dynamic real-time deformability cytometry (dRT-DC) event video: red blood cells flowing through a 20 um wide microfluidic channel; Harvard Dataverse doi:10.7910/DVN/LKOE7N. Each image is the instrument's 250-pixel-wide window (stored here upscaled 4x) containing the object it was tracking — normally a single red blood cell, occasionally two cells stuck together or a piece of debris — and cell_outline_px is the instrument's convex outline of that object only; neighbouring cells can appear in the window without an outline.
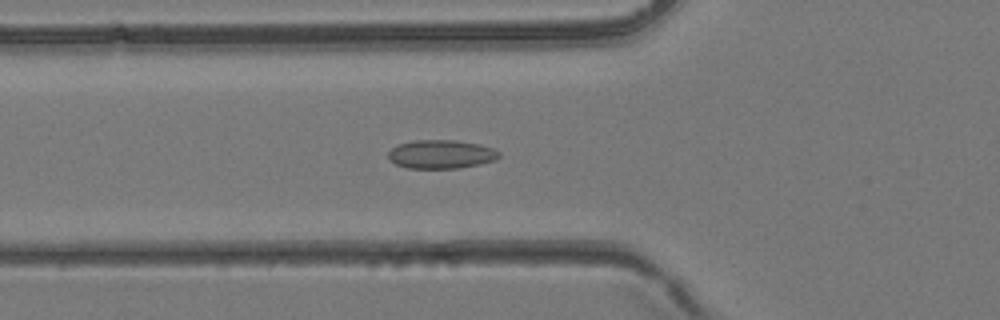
{"species": "common noctule bat (a hibernating species)", "species_latin": "Nyctalus noctula", "temperature_condition": "room temperature", "stored_images_in_passage": 36, "camera_frame_rate_fps": 3000, "um_per_image_px": 0.085, "animal": {"sex": "female", "body_mass_g": 24.6, "forearm_length_mm": 56.2}, "frame": {"image": 1, "passage_image": 11, "time_ms": 3.333, "image_size_px": [1000, 320], "cell_outline_px": [[500, 156], [496, 160], [480, 164], [456, 168], [408, 168], [396, 164], [388, 156], [388, 152], [392, 148], [400, 144], [416, 140], [456, 140], [480, 144], [492, 148], [500, 152]], "centroid_in_image_um": [37.53, 13.11], "position_along_channel_um": 88.3, "area_um2": 18.38}}
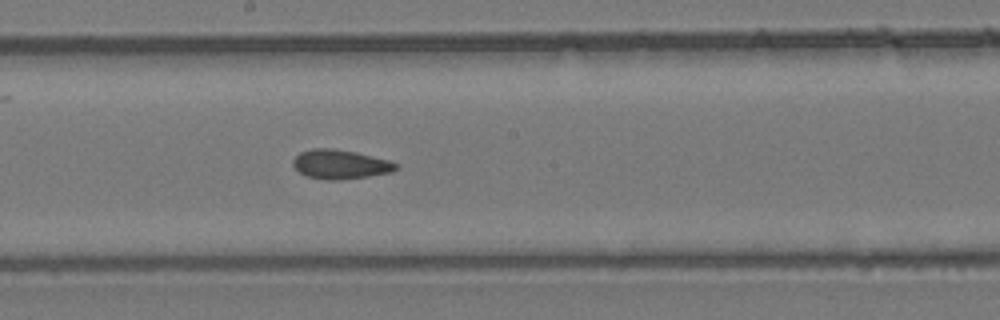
{"frame": {"image": 2, "passage_image": 19, "time_ms": 6.0, "image_size_px": [1000, 320], "cell_outline_px": [[396, 168], [392, 172], [368, 176], [336, 180], [328, 180], [308, 176], [300, 172], [292, 164], [292, 160], [300, 152], [312, 148], [332, 148], [356, 152], [388, 160], [396, 164]], "centroid_in_image_um": [28.89, 13.95], "position_along_channel_um": 219.3, "area_um2": 17.28}}
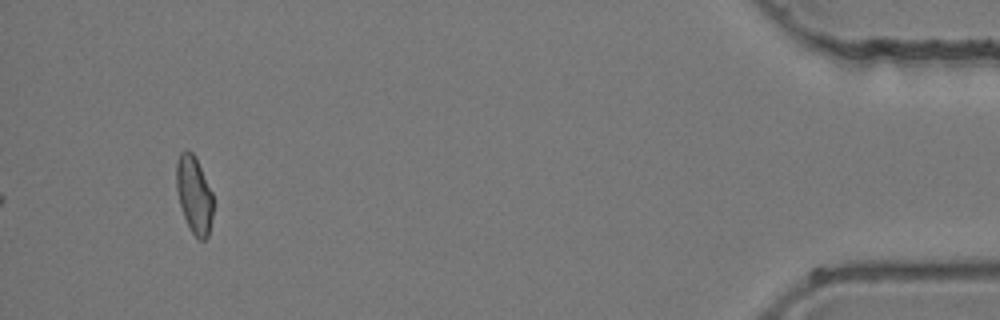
{"frame": {"image": 3, "passage_image": 36, "time_ms": 11.667, "image_size_px": [1000, 320], "cell_outline_px": [[212, 216], [208, 236], [204, 240], [200, 240], [192, 232], [184, 216], [180, 204], [176, 188], [176, 160], [180, 152], [184, 148], [188, 148], [192, 152], [212, 192]], "centroid_in_image_um": [16.47, 16.51], "position_along_channel_um": 418.7, "area_um2": 16.36}}